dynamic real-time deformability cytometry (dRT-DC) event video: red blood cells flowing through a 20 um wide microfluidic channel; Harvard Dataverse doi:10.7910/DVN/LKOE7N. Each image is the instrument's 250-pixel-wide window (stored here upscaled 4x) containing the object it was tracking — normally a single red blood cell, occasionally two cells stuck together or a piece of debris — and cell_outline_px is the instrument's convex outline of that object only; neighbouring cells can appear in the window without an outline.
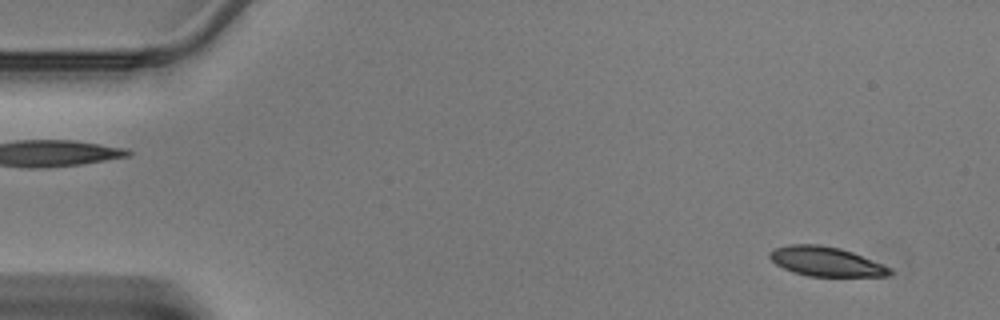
{"species": "Egyptian fruit bat (a non-hibernating species)", "species_latin": "Rousettus aegyptiacus", "temperature_condition": "warm", "stored_images_in_passage": 45, "camera_frame_rate_fps": 3000, "um_per_image_px": 0.085, "animal": {"sex": "male"}, "frame": {"image": 1, "passage_image": 3, "time_ms": 0.667, "image_size_px": [1000, 320], "cell_outline_px": [[892, 272], [888, 276], [808, 276], [792, 272], [776, 264], [768, 256], [768, 252], [776, 248], [788, 244], [820, 244], [840, 248], [852, 252], [892, 268]], "centroid_in_image_um": [70.18, 22.22], "position_along_channel_um": 14.8, "area_um2": 20.58}}
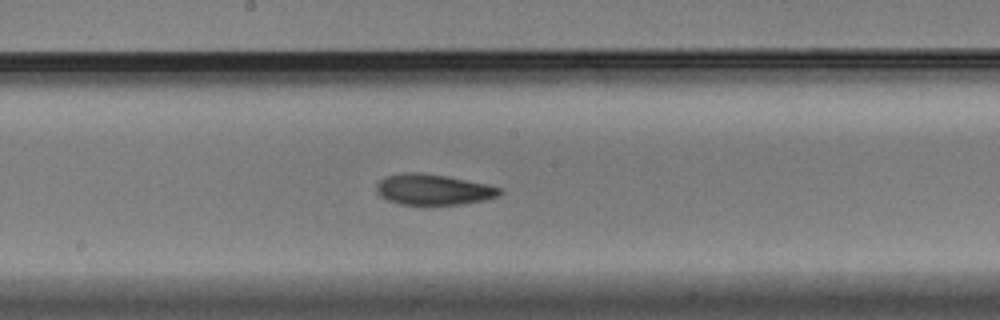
{"frame": {"image": 2, "passage_image": 24, "time_ms": 7.667, "image_size_px": [1000, 320], "cell_outline_px": [[504, 192], [496, 196], [484, 200], [460, 204], [400, 204], [388, 200], [380, 196], [376, 192], [376, 184], [380, 180], [388, 176], [404, 172], [420, 172], [448, 176], [484, 184], [500, 188]], "centroid_in_image_um": [36.79, 16.1], "position_along_channel_um": 211.4, "area_um2": 21.85}}
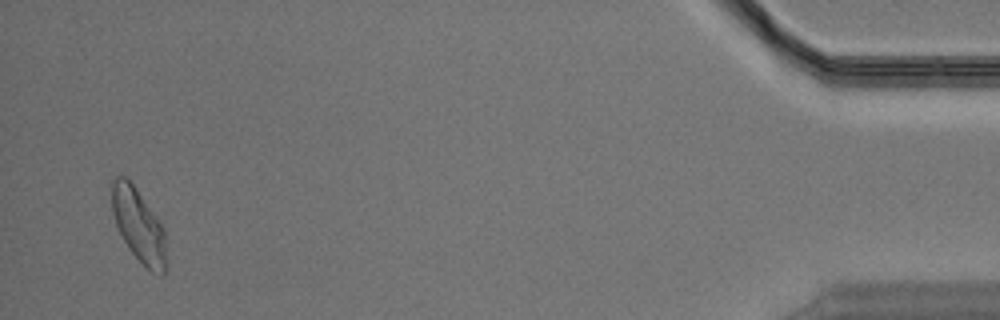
{"frame": {"image": 3, "passage_image": 44, "time_ms": 14.333, "image_size_px": [1000, 320], "cell_outline_px": [[164, 276], [160, 276], [152, 272], [128, 248], [116, 224], [112, 212], [108, 180], [116, 176], [124, 176], [132, 184], [164, 228]], "centroid_in_image_um": [11.7, 19.08], "position_along_channel_um": 423.5, "area_um2": 22.83}}